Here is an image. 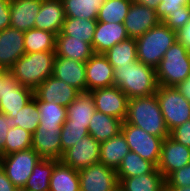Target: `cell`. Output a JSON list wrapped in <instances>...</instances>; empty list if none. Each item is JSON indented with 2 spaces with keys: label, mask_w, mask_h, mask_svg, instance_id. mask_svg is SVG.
I'll return each instance as SVG.
<instances>
[{
  "label": "cell",
  "mask_w": 190,
  "mask_h": 191,
  "mask_svg": "<svg viewBox=\"0 0 190 191\" xmlns=\"http://www.w3.org/2000/svg\"><path fill=\"white\" fill-rule=\"evenodd\" d=\"M58 160L41 159L33 169L23 189L26 191H49L50 178Z\"/></svg>",
  "instance_id": "29"
},
{
  "label": "cell",
  "mask_w": 190,
  "mask_h": 191,
  "mask_svg": "<svg viewBox=\"0 0 190 191\" xmlns=\"http://www.w3.org/2000/svg\"><path fill=\"white\" fill-rule=\"evenodd\" d=\"M87 135H89V132L86 125L63 124L60 133L62 156L66 150Z\"/></svg>",
  "instance_id": "39"
},
{
  "label": "cell",
  "mask_w": 190,
  "mask_h": 191,
  "mask_svg": "<svg viewBox=\"0 0 190 191\" xmlns=\"http://www.w3.org/2000/svg\"><path fill=\"white\" fill-rule=\"evenodd\" d=\"M2 153H1V150H0V166H1V162H2Z\"/></svg>",
  "instance_id": "53"
},
{
  "label": "cell",
  "mask_w": 190,
  "mask_h": 191,
  "mask_svg": "<svg viewBox=\"0 0 190 191\" xmlns=\"http://www.w3.org/2000/svg\"><path fill=\"white\" fill-rule=\"evenodd\" d=\"M113 191H125V190L120 186V184H118V186Z\"/></svg>",
  "instance_id": "52"
},
{
  "label": "cell",
  "mask_w": 190,
  "mask_h": 191,
  "mask_svg": "<svg viewBox=\"0 0 190 191\" xmlns=\"http://www.w3.org/2000/svg\"><path fill=\"white\" fill-rule=\"evenodd\" d=\"M40 123V112L37 107V101L33 98L16 114L15 117L8 116V127H20L31 134L35 132Z\"/></svg>",
  "instance_id": "33"
},
{
  "label": "cell",
  "mask_w": 190,
  "mask_h": 191,
  "mask_svg": "<svg viewBox=\"0 0 190 191\" xmlns=\"http://www.w3.org/2000/svg\"><path fill=\"white\" fill-rule=\"evenodd\" d=\"M190 19V5L182 7V11L170 13L162 22L170 29L178 31L183 28Z\"/></svg>",
  "instance_id": "40"
},
{
  "label": "cell",
  "mask_w": 190,
  "mask_h": 191,
  "mask_svg": "<svg viewBox=\"0 0 190 191\" xmlns=\"http://www.w3.org/2000/svg\"><path fill=\"white\" fill-rule=\"evenodd\" d=\"M125 122L160 138L170 136L156 94L128 99Z\"/></svg>",
  "instance_id": "2"
},
{
  "label": "cell",
  "mask_w": 190,
  "mask_h": 191,
  "mask_svg": "<svg viewBox=\"0 0 190 191\" xmlns=\"http://www.w3.org/2000/svg\"><path fill=\"white\" fill-rule=\"evenodd\" d=\"M8 122V115L0 112V150L5 146L7 133L10 129L6 124Z\"/></svg>",
  "instance_id": "46"
},
{
  "label": "cell",
  "mask_w": 190,
  "mask_h": 191,
  "mask_svg": "<svg viewBox=\"0 0 190 191\" xmlns=\"http://www.w3.org/2000/svg\"><path fill=\"white\" fill-rule=\"evenodd\" d=\"M34 98V90L22 86L10 73L0 88V112L10 117L16 114Z\"/></svg>",
  "instance_id": "9"
},
{
  "label": "cell",
  "mask_w": 190,
  "mask_h": 191,
  "mask_svg": "<svg viewBox=\"0 0 190 191\" xmlns=\"http://www.w3.org/2000/svg\"><path fill=\"white\" fill-rule=\"evenodd\" d=\"M170 137L176 142L190 147V120L172 129Z\"/></svg>",
  "instance_id": "43"
},
{
  "label": "cell",
  "mask_w": 190,
  "mask_h": 191,
  "mask_svg": "<svg viewBox=\"0 0 190 191\" xmlns=\"http://www.w3.org/2000/svg\"><path fill=\"white\" fill-rule=\"evenodd\" d=\"M155 168L156 166L152 162L143 159L137 153L129 151V153L124 156L116 173L118 179H125L151 173Z\"/></svg>",
  "instance_id": "31"
},
{
  "label": "cell",
  "mask_w": 190,
  "mask_h": 191,
  "mask_svg": "<svg viewBox=\"0 0 190 191\" xmlns=\"http://www.w3.org/2000/svg\"><path fill=\"white\" fill-rule=\"evenodd\" d=\"M162 0H132V2L147 6L148 8L156 9Z\"/></svg>",
  "instance_id": "49"
},
{
  "label": "cell",
  "mask_w": 190,
  "mask_h": 191,
  "mask_svg": "<svg viewBox=\"0 0 190 191\" xmlns=\"http://www.w3.org/2000/svg\"><path fill=\"white\" fill-rule=\"evenodd\" d=\"M95 109L120 119L122 122L127 117L128 97L117 86L97 88L90 91Z\"/></svg>",
  "instance_id": "12"
},
{
  "label": "cell",
  "mask_w": 190,
  "mask_h": 191,
  "mask_svg": "<svg viewBox=\"0 0 190 191\" xmlns=\"http://www.w3.org/2000/svg\"><path fill=\"white\" fill-rule=\"evenodd\" d=\"M86 91L114 86V68L103 54H93L85 67Z\"/></svg>",
  "instance_id": "15"
},
{
  "label": "cell",
  "mask_w": 190,
  "mask_h": 191,
  "mask_svg": "<svg viewBox=\"0 0 190 191\" xmlns=\"http://www.w3.org/2000/svg\"><path fill=\"white\" fill-rule=\"evenodd\" d=\"M49 191H80L78 170L59 161L54 166Z\"/></svg>",
  "instance_id": "28"
},
{
  "label": "cell",
  "mask_w": 190,
  "mask_h": 191,
  "mask_svg": "<svg viewBox=\"0 0 190 191\" xmlns=\"http://www.w3.org/2000/svg\"><path fill=\"white\" fill-rule=\"evenodd\" d=\"M61 127H37L32 134V148L42 159L60 161L61 149Z\"/></svg>",
  "instance_id": "16"
},
{
  "label": "cell",
  "mask_w": 190,
  "mask_h": 191,
  "mask_svg": "<svg viewBox=\"0 0 190 191\" xmlns=\"http://www.w3.org/2000/svg\"><path fill=\"white\" fill-rule=\"evenodd\" d=\"M30 148H32V134L23 128L14 127L9 129L5 146L1 150V153L2 156H5L13 152L28 150Z\"/></svg>",
  "instance_id": "38"
},
{
  "label": "cell",
  "mask_w": 190,
  "mask_h": 191,
  "mask_svg": "<svg viewBox=\"0 0 190 191\" xmlns=\"http://www.w3.org/2000/svg\"><path fill=\"white\" fill-rule=\"evenodd\" d=\"M122 121L113 116L95 111L90 119L88 132L98 142L106 141L121 132Z\"/></svg>",
  "instance_id": "26"
},
{
  "label": "cell",
  "mask_w": 190,
  "mask_h": 191,
  "mask_svg": "<svg viewBox=\"0 0 190 191\" xmlns=\"http://www.w3.org/2000/svg\"><path fill=\"white\" fill-rule=\"evenodd\" d=\"M159 22L154 9L132 2L123 24L128 37L136 39Z\"/></svg>",
  "instance_id": "18"
},
{
  "label": "cell",
  "mask_w": 190,
  "mask_h": 191,
  "mask_svg": "<svg viewBox=\"0 0 190 191\" xmlns=\"http://www.w3.org/2000/svg\"><path fill=\"white\" fill-rule=\"evenodd\" d=\"M35 20L34 28L52 32L57 36L61 32L65 21L62 0H42Z\"/></svg>",
  "instance_id": "20"
},
{
  "label": "cell",
  "mask_w": 190,
  "mask_h": 191,
  "mask_svg": "<svg viewBox=\"0 0 190 191\" xmlns=\"http://www.w3.org/2000/svg\"><path fill=\"white\" fill-rule=\"evenodd\" d=\"M132 0H105L97 15V22L124 23Z\"/></svg>",
  "instance_id": "36"
},
{
  "label": "cell",
  "mask_w": 190,
  "mask_h": 191,
  "mask_svg": "<svg viewBox=\"0 0 190 191\" xmlns=\"http://www.w3.org/2000/svg\"><path fill=\"white\" fill-rule=\"evenodd\" d=\"M10 0H0V31L10 27Z\"/></svg>",
  "instance_id": "44"
},
{
  "label": "cell",
  "mask_w": 190,
  "mask_h": 191,
  "mask_svg": "<svg viewBox=\"0 0 190 191\" xmlns=\"http://www.w3.org/2000/svg\"><path fill=\"white\" fill-rule=\"evenodd\" d=\"M65 17L96 20L105 0H62Z\"/></svg>",
  "instance_id": "32"
},
{
  "label": "cell",
  "mask_w": 190,
  "mask_h": 191,
  "mask_svg": "<svg viewBox=\"0 0 190 191\" xmlns=\"http://www.w3.org/2000/svg\"><path fill=\"white\" fill-rule=\"evenodd\" d=\"M15 191H26V190L23 188H17Z\"/></svg>",
  "instance_id": "54"
},
{
  "label": "cell",
  "mask_w": 190,
  "mask_h": 191,
  "mask_svg": "<svg viewBox=\"0 0 190 191\" xmlns=\"http://www.w3.org/2000/svg\"><path fill=\"white\" fill-rule=\"evenodd\" d=\"M135 41L137 60L156 69L165 52L177 41V33L160 21Z\"/></svg>",
  "instance_id": "4"
},
{
  "label": "cell",
  "mask_w": 190,
  "mask_h": 191,
  "mask_svg": "<svg viewBox=\"0 0 190 191\" xmlns=\"http://www.w3.org/2000/svg\"><path fill=\"white\" fill-rule=\"evenodd\" d=\"M121 132L126 139L130 151L137 153L157 167L164 138L148 134L143 129L128 124L125 121L122 122Z\"/></svg>",
  "instance_id": "7"
},
{
  "label": "cell",
  "mask_w": 190,
  "mask_h": 191,
  "mask_svg": "<svg viewBox=\"0 0 190 191\" xmlns=\"http://www.w3.org/2000/svg\"><path fill=\"white\" fill-rule=\"evenodd\" d=\"M190 75V52L176 41L165 52L156 68L157 83L164 87H176Z\"/></svg>",
  "instance_id": "5"
},
{
  "label": "cell",
  "mask_w": 190,
  "mask_h": 191,
  "mask_svg": "<svg viewBox=\"0 0 190 191\" xmlns=\"http://www.w3.org/2000/svg\"><path fill=\"white\" fill-rule=\"evenodd\" d=\"M155 94L169 132L190 120V103L176 87L158 85Z\"/></svg>",
  "instance_id": "6"
},
{
  "label": "cell",
  "mask_w": 190,
  "mask_h": 191,
  "mask_svg": "<svg viewBox=\"0 0 190 191\" xmlns=\"http://www.w3.org/2000/svg\"><path fill=\"white\" fill-rule=\"evenodd\" d=\"M17 187L8 179L5 171L0 166V191H15Z\"/></svg>",
  "instance_id": "47"
},
{
  "label": "cell",
  "mask_w": 190,
  "mask_h": 191,
  "mask_svg": "<svg viewBox=\"0 0 190 191\" xmlns=\"http://www.w3.org/2000/svg\"><path fill=\"white\" fill-rule=\"evenodd\" d=\"M103 55L109 63L114 66H128L137 60V47L135 38H127L112 48L107 50Z\"/></svg>",
  "instance_id": "30"
},
{
  "label": "cell",
  "mask_w": 190,
  "mask_h": 191,
  "mask_svg": "<svg viewBox=\"0 0 190 191\" xmlns=\"http://www.w3.org/2000/svg\"><path fill=\"white\" fill-rule=\"evenodd\" d=\"M24 54L23 31L12 27L0 31V69L9 71Z\"/></svg>",
  "instance_id": "17"
},
{
  "label": "cell",
  "mask_w": 190,
  "mask_h": 191,
  "mask_svg": "<svg viewBox=\"0 0 190 191\" xmlns=\"http://www.w3.org/2000/svg\"><path fill=\"white\" fill-rule=\"evenodd\" d=\"M97 20L65 17L61 32L73 39H82L92 45Z\"/></svg>",
  "instance_id": "35"
},
{
  "label": "cell",
  "mask_w": 190,
  "mask_h": 191,
  "mask_svg": "<svg viewBox=\"0 0 190 191\" xmlns=\"http://www.w3.org/2000/svg\"><path fill=\"white\" fill-rule=\"evenodd\" d=\"M80 191H113L119 184L116 170L94 163L78 171Z\"/></svg>",
  "instance_id": "10"
},
{
  "label": "cell",
  "mask_w": 190,
  "mask_h": 191,
  "mask_svg": "<svg viewBox=\"0 0 190 191\" xmlns=\"http://www.w3.org/2000/svg\"><path fill=\"white\" fill-rule=\"evenodd\" d=\"M190 5V0H162L155 9L160 21H163L170 13L182 11V7Z\"/></svg>",
  "instance_id": "42"
},
{
  "label": "cell",
  "mask_w": 190,
  "mask_h": 191,
  "mask_svg": "<svg viewBox=\"0 0 190 191\" xmlns=\"http://www.w3.org/2000/svg\"><path fill=\"white\" fill-rule=\"evenodd\" d=\"M55 51L25 53L10 68L9 73L22 86L35 90L53 74Z\"/></svg>",
  "instance_id": "3"
},
{
  "label": "cell",
  "mask_w": 190,
  "mask_h": 191,
  "mask_svg": "<svg viewBox=\"0 0 190 191\" xmlns=\"http://www.w3.org/2000/svg\"><path fill=\"white\" fill-rule=\"evenodd\" d=\"M56 56L86 62L93 54L92 45L82 39H73L60 32L56 36Z\"/></svg>",
  "instance_id": "23"
},
{
  "label": "cell",
  "mask_w": 190,
  "mask_h": 191,
  "mask_svg": "<svg viewBox=\"0 0 190 191\" xmlns=\"http://www.w3.org/2000/svg\"><path fill=\"white\" fill-rule=\"evenodd\" d=\"M177 41L190 52V19L186 25L177 32Z\"/></svg>",
  "instance_id": "45"
},
{
  "label": "cell",
  "mask_w": 190,
  "mask_h": 191,
  "mask_svg": "<svg viewBox=\"0 0 190 191\" xmlns=\"http://www.w3.org/2000/svg\"><path fill=\"white\" fill-rule=\"evenodd\" d=\"M168 191H190V186L188 187H166Z\"/></svg>",
  "instance_id": "50"
},
{
  "label": "cell",
  "mask_w": 190,
  "mask_h": 191,
  "mask_svg": "<svg viewBox=\"0 0 190 191\" xmlns=\"http://www.w3.org/2000/svg\"><path fill=\"white\" fill-rule=\"evenodd\" d=\"M79 93L78 89L52 75L34 90V98L36 101L54 102L67 107Z\"/></svg>",
  "instance_id": "13"
},
{
  "label": "cell",
  "mask_w": 190,
  "mask_h": 191,
  "mask_svg": "<svg viewBox=\"0 0 190 191\" xmlns=\"http://www.w3.org/2000/svg\"><path fill=\"white\" fill-rule=\"evenodd\" d=\"M129 146L122 132L101 142L100 162L106 167L117 170L124 156L129 153Z\"/></svg>",
  "instance_id": "25"
},
{
  "label": "cell",
  "mask_w": 190,
  "mask_h": 191,
  "mask_svg": "<svg viewBox=\"0 0 190 191\" xmlns=\"http://www.w3.org/2000/svg\"><path fill=\"white\" fill-rule=\"evenodd\" d=\"M118 180L125 191H164L166 189L165 177L157 167L151 173Z\"/></svg>",
  "instance_id": "27"
},
{
  "label": "cell",
  "mask_w": 190,
  "mask_h": 191,
  "mask_svg": "<svg viewBox=\"0 0 190 191\" xmlns=\"http://www.w3.org/2000/svg\"><path fill=\"white\" fill-rule=\"evenodd\" d=\"M129 38L123 23L97 22L92 49L95 54H103L115 44Z\"/></svg>",
  "instance_id": "21"
},
{
  "label": "cell",
  "mask_w": 190,
  "mask_h": 191,
  "mask_svg": "<svg viewBox=\"0 0 190 191\" xmlns=\"http://www.w3.org/2000/svg\"><path fill=\"white\" fill-rule=\"evenodd\" d=\"M86 62L56 56L53 65V76L75 87L80 92L86 91Z\"/></svg>",
  "instance_id": "19"
},
{
  "label": "cell",
  "mask_w": 190,
  "mask_h": 191,
  "mask_svg": "<svg viewBox=\"0 0 190 191\" xmlns=\"http://www.w3.org/2000/svg\"><path fill=\"white\" fill-rule=\"evenodd\" d=\"M190 163V147L173 140L170 136L163 139L157 169L165 179L174 171Z\"/></svg>",
  "instance_id": "14"
},
{
  "label": "cell",
  "mask_w": 190,
  "mask_h": 191,
  "mask_svg": "<svg viewBox=\"0 0 190 191\" xmlns=\"http://www.w3.org/2000/svg\"><path fill=\"white\" fill-rule=\"evenodd\" d=\"M42 0H10V27L23 32L33 29Z\"/></svg>",
  "instance_id": "22"
},
{
  "label": "cell",
  "mask_w": 190,
  "mask_h": 191,
  "mask_svg": "<svg viewBox=\"0 0 190 191\" xmlns=\"http://www.w3.org/2000/svg\"><path fill=\"white\" fill-rule=\"evenodd\" d=\"M95 111L91 92H80L77 98L67 106V119L64 124L86 125L88 128Z\"/></svg>",
  "instance_id": "24"
},
{
  "label": "cell",
  "mask_w": 190,
  "mask_h": 191,
  "mask_svg": "<svg viewBox=\"0 0 190 191\" xmlns=\"http://www.w3.org/2000/svg\"><path fill=\"white\" fill-rule=\"evenodd\" d=\"M41 159L38 153L33 148H30L3 156L1 167L8 179L17 188H23L34 167Z\"/></svg>",
  "instance_id": "8"
},
{
  "label": "cell",
  "mask_w": 190,
  "mask_h": 191,
  "mask_svg": "<svg viewBox=\"0 0 190 191\" xmlns=\"http://www.w3.org/2000/svg\"><path fill=\"white\" fill-rule=\"evenodd\" d=\"M114 85L128 97H146L158 88L156 69L136 60L128 66H114Z\"/></svg>",
  "instance_id": "1"
},
{
  "label": "cell",
  "mask_w": 190,
  "mask_h": 191,
  "mask_svg": "<svg viewBox=\"0 0 190 191\" xmlns=\"http://www.w3.org/2000/svg\"><path fill=\"white\" fill-rule=\"evenodd\" d=\"M40 112L38 127H62L67 119V107L54 102L37 101Z\"/></svg>",
  "instance_id": "37"
},
{
  "label": "cell",
  "mask_w": 190,
  "mask_h": 191,
  "mask_svg": "<svg viewBox=\"0 0 190 191\" xmlns=\"http://www.w3.org/2000/svg\"><path fill=\"white\" fill-rule=\"evenodd\" d=\"M166 187L190 186V163L172 172L166 179Z\"/></svg>",
  "instance_id": "41"
},
{
  "label": "cell",
  "mask_w": 190,
  "mask_h": 191,
  "mask_svg": "<svg viewBox=\"0 0 190 191\" xmlns=\"http://www.w3.org/2000/svg\"><path fill=\"white\" fill-rule=\"evenodd\" d=\"M100 142L87 135L63 153L61 162L75 170H81L100 162Z\"/></svg>",
  "instance_id": "11"
},
{
  "label": "cell",
  "mask_w": 190,
  "mask_h": 191,
  "mask_svg": "<svg viewBox=\"0 0 190 191\" xmlns=\"http://www.w3.org/2000/svg\"><path fill=\"white\" fill-rule=\"evenodd\" d=\"M56 35L41 29H30L24 32L25 53L55 51Z\"/></svg>",
  "instance_id": "34"
},
{
  "label": "cell",
  "mask_w": 190,
  "mask_h": 191,
  "mask_svg": "<svg viewBox=\"0 0 190 191\" xmlns=\"http://www.w3.org/2000/svg\"><path fill=\"white\" fill-rule=\"evenodd\" d=\"M9 74V71L0 69V88L2 87V83L5 79V77Z\"/></svg>",
  "instance_id": "51"
},
{
  "label": "cell",
  "mask_w": 190,
  "mask_h": 191,
  "mask_svg": "<svg viewBox=\"0 0 190 191\" xmlns=\"http://www.w3.org/2000/svg\"><path fill=\"white\" fill-rule=\"evenodd\" d=\"M176 88L190 103V75L186 80L179 83Z\"/></svg>",
  "instance_id": "48"
}]
</instances>
